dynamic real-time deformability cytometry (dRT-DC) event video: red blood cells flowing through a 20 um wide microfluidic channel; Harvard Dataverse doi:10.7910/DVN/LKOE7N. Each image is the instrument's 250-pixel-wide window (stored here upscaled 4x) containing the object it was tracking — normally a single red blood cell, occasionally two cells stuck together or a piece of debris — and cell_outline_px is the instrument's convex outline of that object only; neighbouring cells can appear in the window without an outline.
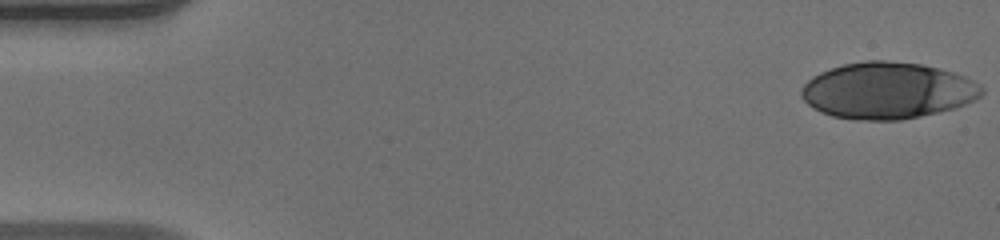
{"species": "human", "species_latin": "Homo sapiens", "temperature_condition": "warm", "stored_images_in_passage": 19, "camera_frame_rate_fps": 3000, "um_per_image_px": 0.085, "donor": {"sex": "male"}, "frame": {"image": 1, "passage_image": 1, "time_ms": 0.0, "image_size_px": [1000, 240], "cell_outline_px": [[984, 92], [976, 100], [956, 108], [920, 116], [900, 120], [856, 120], [832, 116], [820, 112], [808, 104], [800, 96], [800, 88], [812, 76], [820, 72], [844, 64], [864, 60], [884, 60], [920, 64], [940, 68], [964, 76], [972, 80], [984, 88]], "centroid_in_image_um": [75.43, 7.7], "position_along_channel_um": 9.6, "area_um2": 59.65}}
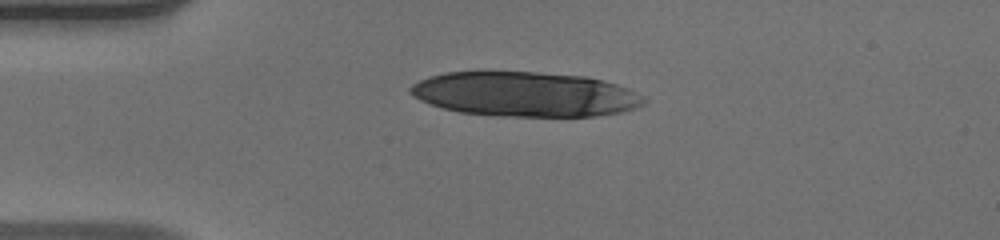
{"frame": {"image": 2, "passage_image": 12, "time_ms": 3.667, "image_size_px": [1000, 240], "cell_outline_px": [[648, 100], [644, 104], [636, 108], [620, 112], [596, 116], [496, 116], [460, 112], [444, 108], [420, 100], [412, 96], [408, 92], [408, 88], [412, 84], [428, 76], [444, 72], [536, 72], [584, 76], [604, 80], [628, 88], [644, 96]], "centroid_in_image_um": [44.64, 8.01], "position_along_channel_um": 40.4, "area_um2": 61.04}}